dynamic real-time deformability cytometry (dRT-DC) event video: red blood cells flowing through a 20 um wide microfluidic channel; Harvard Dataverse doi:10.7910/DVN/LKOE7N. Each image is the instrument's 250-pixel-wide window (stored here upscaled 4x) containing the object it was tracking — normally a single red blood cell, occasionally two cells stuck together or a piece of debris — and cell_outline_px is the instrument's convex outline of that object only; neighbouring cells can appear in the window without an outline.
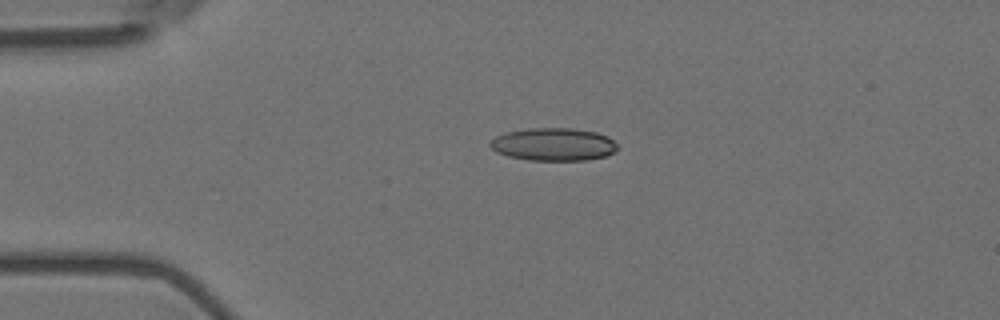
{"species": "Egyptian fruit bat (a non-hibernating species)", "species_latin": "Rousettus aegyptiacus", "temperature_condition": "room temperature", "stored_images_in_passage": 4, "camera_frame_rate_fps": 3000, "um_per_image_px": 0.085, "animal": {"sex": "female"}, "frame": {"image": 1, "passage_image": 3, "time_ms": 0.667, "image_size_px": [1000, 320], "cell_outline_px": [[616, 152], [604, 156], [588, 160], [528, 160], [508, 156], [496, 152], [488, 144], [496, 136], [504, 132], [528, 128], [572, 128], [596, 132], [608, 136], [616, 144]], "centroid_in_image_um": [47.03, 12.26], "position_along_channel_um": 38.0, "area_um2": 24.39}}